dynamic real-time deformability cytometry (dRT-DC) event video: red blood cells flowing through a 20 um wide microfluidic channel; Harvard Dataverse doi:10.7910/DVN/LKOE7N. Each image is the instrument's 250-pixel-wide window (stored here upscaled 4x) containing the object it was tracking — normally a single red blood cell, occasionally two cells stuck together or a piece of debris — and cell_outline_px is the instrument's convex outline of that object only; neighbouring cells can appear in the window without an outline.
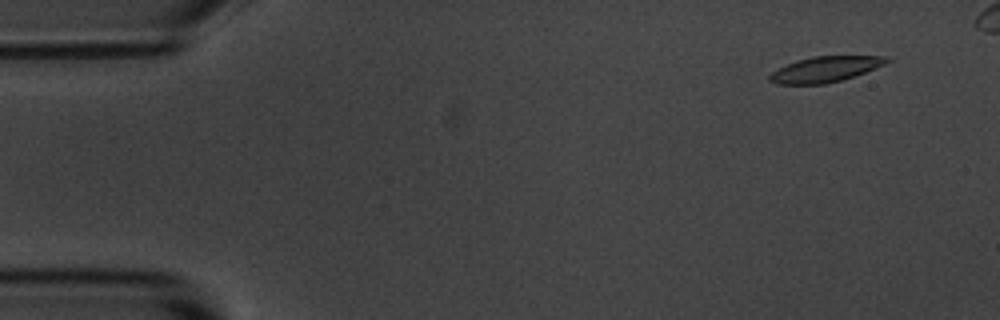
{"species": "common noctule bat (a hibernating species)", "species_latin": "Nyctalus noctula", "temperature_condition": "room temperature", "stored_images_in_passage": 5, "camera_frame_rate_fps": 3000, "um_per_image_px": 0.085, "animal": {"sex": "male", "body_mass_g": 20.1, "forearm_length_mm": 53.5}, "frame": {"image": 1, "passage_image": 2, "time_ms": 1.0, "image_size_px": [1000, 320], "cell_outline_px": [[892, 60], [876, 68], [840, 80], [824, 84], [776, 84], [768, 80], [768, 76], [772, 72], [796, 60], [812, 56], [888, 56]], "centroid_in_image_um": [70.14, 5.88], "position_along_channel_um": 14.9, "area_um2": 17.28}}